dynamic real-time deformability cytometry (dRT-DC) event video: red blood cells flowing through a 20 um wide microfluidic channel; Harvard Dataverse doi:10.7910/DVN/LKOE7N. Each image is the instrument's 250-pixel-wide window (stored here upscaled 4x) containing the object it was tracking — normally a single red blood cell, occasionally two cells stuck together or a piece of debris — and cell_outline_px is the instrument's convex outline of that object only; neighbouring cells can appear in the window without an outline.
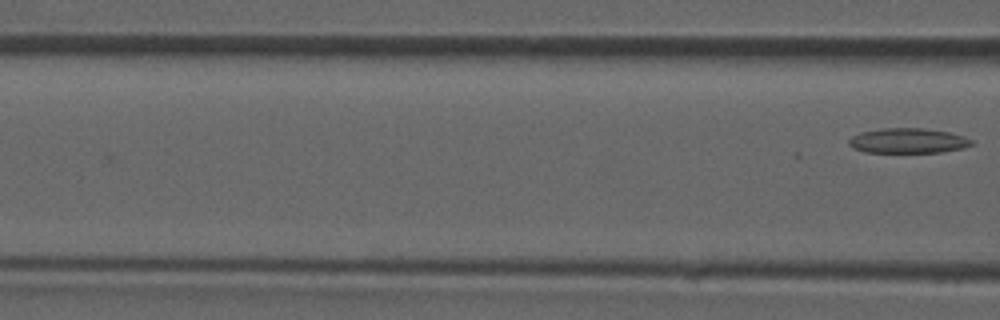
{"species": "common noctule bat (a hibernating species)", "species_latin": "Nyctalus noctula", "temperature_condition": "room temperature", "stored_images_in_passage": 5, "camera_frame_rate_fps": 3000, "um_per_image_px": 0.085, "animal": {"sex": "male", "forearm_length_mm": 52.5}, "frame": {"image": 1, "passage_image": 5, "time_ms": 1.333, "image_size_px": [1000, 320], "cell_outline_px": [[972, 144], [964, 148], [940, 152], [864, 152], [852, 148], [848, 144], [848, 140], [852, 136], [860, 132], [880, 128], [924, 128], [948, 132], [964, 136], [972, 140]], "centroid_in_image_um": [77.14, 11.96], "position_along_channel_um": 89.5, "area_um2": 17.92}}